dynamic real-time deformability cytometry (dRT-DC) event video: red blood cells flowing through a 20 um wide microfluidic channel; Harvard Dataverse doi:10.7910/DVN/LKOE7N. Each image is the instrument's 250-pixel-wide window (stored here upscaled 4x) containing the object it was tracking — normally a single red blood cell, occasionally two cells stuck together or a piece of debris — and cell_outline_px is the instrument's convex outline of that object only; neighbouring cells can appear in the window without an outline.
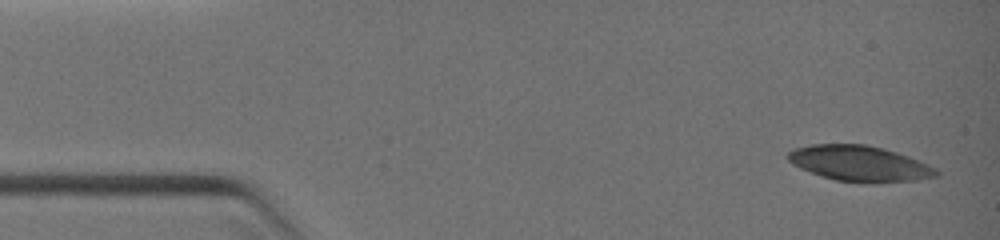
{"species": "common noctule bat (a hibernating species)", "species_latin": "Nyctalus noctula", "temperature_condition": "warm", "stored_images_in_passage": 6, "camera_frame_rate_fps": 3000, "um_per_image_px": 0.085, "animal": {"sex": "female", "body_mass_g": 19.0, "forearm_length_mm": 51.5}, "frame": {"image": 1, "passage_image": 1, "time_ms": 0.0, "image_size_px": [1000, 240], "cell_outline_px": [[940, 176], [916, 180], [836, 180], [820, 176], [800, 168], [792, 164], [788, 160], [788, 152], [792, 148], [812, 144], [864, 144], [884, 148], [920, 160], [936, 168], [940, 172]], "centroid_in_image_um": [73.04, 13.85], "position_along_channel_um": 12.0, "area_um2": 30.06}}
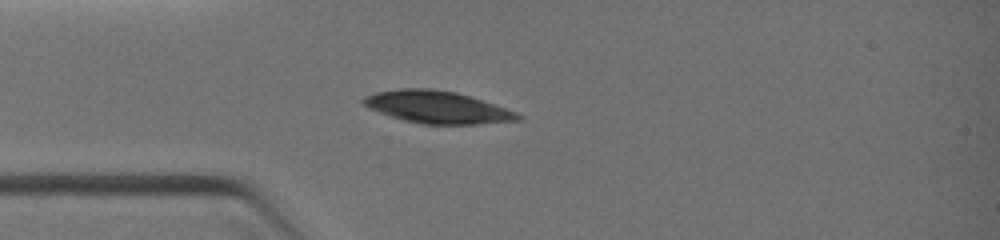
{"frame": {"image": 2, "passage_image": 5, "time_ms": 2.667, "image_size_px": [1000, 240], "cell_outline_px": [[524, 116], [520, 120], [480, 124], [420, 124], [404, 120], [368, 108], [360, 100], [364, 96], [376, 92], [400, 88], [432, 88], [456, 92], [516, 112]], "centroid_in_image_um": [37.14, 9.11], "position_along_channel_um": 47.9, "area_um2": 28.84}}